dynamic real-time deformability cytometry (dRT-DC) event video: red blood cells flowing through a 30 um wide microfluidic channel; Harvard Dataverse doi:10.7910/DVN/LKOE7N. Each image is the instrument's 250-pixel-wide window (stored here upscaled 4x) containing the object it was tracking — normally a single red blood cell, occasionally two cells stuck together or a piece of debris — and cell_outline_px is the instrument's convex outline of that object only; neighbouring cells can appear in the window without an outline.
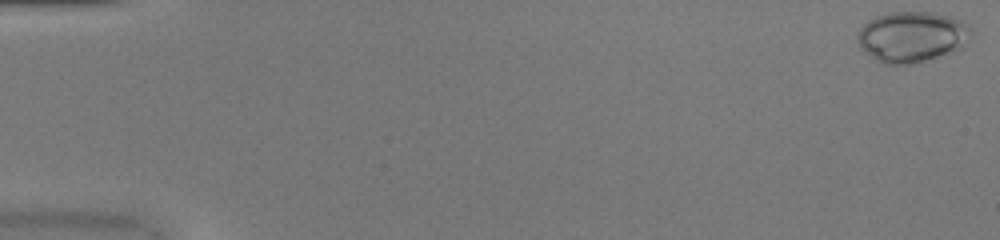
{"species": "common noctule bat (a hibernating species)", "species_latin": "Nyctalus noctula", "temperature_condition": "warm", "stored_images_in_passage": 51, "camera_frame_rate_fps": 3000, "um_per_image_px": 0.085, "animal": {"sex": "female", "body_mass_g": 20.0, "forearm_length_mm": 54.0}, "frame": {"image": 1, "passage_image": 1, "time_ms": 0.0, "image_size_px": [1000, 240], "cell_outline_px": [[968, 28], [956, 48], [936, 56], [912, 64], [884, 64], [876, 60], [864, 52], [860, 48], [856, 40], [856, 36], [860, 28], [868, 20], [876, 16], [888, 12], [932, 12], [964, 20], [968, 24]], "centroid_in_image_um": [77.34, 3.1], "position_along_channel_um": 7.7, "area_um2": 32.6}}
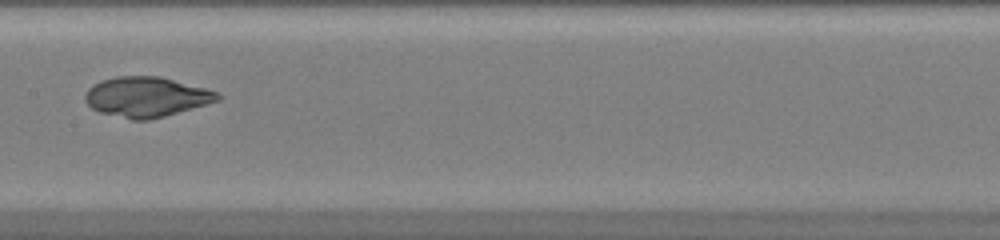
{"frame": {"image": 2, "passage_image": 27, "time_ms": 8.667, "image_size_px": [1000, 240], "cell_outline_px": [[220, 100], [164, 116], [148, 120], [132, 120], [100, 112], [92, 108], [84, 100], [84, 96], [88, 88], [104, 80], [116, 76], [160, 76], [204, 88], [216, 92], [220, 96]], "centroid_in_image_um": [12.42, 8.24], "position_along_channel_um": 195.0, "area_um2": 30.52}}
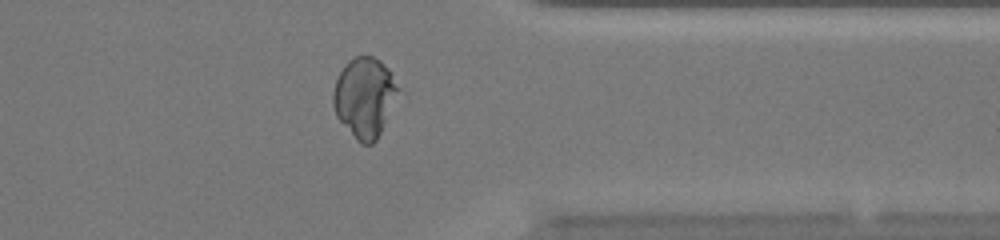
{"frame": {"image": 3, "passage_image": 41, "time_ms": 13.333, "image_size_px": [1000, 240], "cell_outline_px": [[400, 88], [380, 132], [376, 140], [372, 144], [360, 144], [356, 140], [336, 116], [332, 104], [332, 92], [336, 80], [344, 64], [348, 60], [356, 56], [372, 56], [380, 60], [388, 68]], "centroid_in_image_um": [30.95, 8.26], "position_along_channel_um": 380.4, "area_um2": 30.11}}